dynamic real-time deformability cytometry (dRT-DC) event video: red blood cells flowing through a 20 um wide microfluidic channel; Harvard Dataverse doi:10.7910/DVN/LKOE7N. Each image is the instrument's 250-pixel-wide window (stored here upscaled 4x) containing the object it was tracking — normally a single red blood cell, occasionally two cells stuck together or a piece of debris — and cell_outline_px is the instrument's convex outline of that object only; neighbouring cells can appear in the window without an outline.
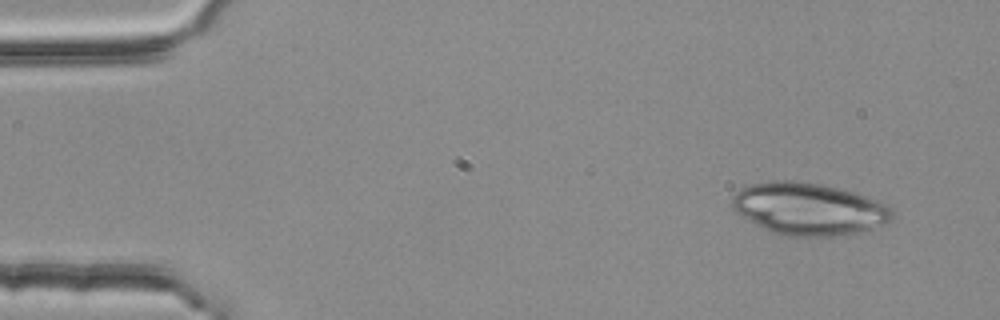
{"species": "common noctule bat (a hibernating species)", "species_latin": "Nyctalus noctula", "temperature_condition": "room temperature", "stored_images_in_passage": 4, "segment_of_instrument_passage": [1, 2], "camera_frame_rate_fps": 3000, "um_per_image_px": 0.085, "animal": {"sex": "female", "body_mass_g": 25.1}, "frame": {"image": 1, "passage_image": 1, "time_ms": 0.0, "image_size_px": [1000, 320], "cell_outline_px": [[892, 220], [884, 224], [872, 228], [856, 232], [828, 236], [796, 236], [772, 232], [740, 216], [732, 208], [732, 196], [740, 188], [748, 184], [772, 180], [792, 180], [824, 184], [856, 192], [876, 200], [892, 208]], "centroid_in_image_um": [68.71, 17.72], "position_along_channel_um": 16.3, "area_um2": 48.67}}